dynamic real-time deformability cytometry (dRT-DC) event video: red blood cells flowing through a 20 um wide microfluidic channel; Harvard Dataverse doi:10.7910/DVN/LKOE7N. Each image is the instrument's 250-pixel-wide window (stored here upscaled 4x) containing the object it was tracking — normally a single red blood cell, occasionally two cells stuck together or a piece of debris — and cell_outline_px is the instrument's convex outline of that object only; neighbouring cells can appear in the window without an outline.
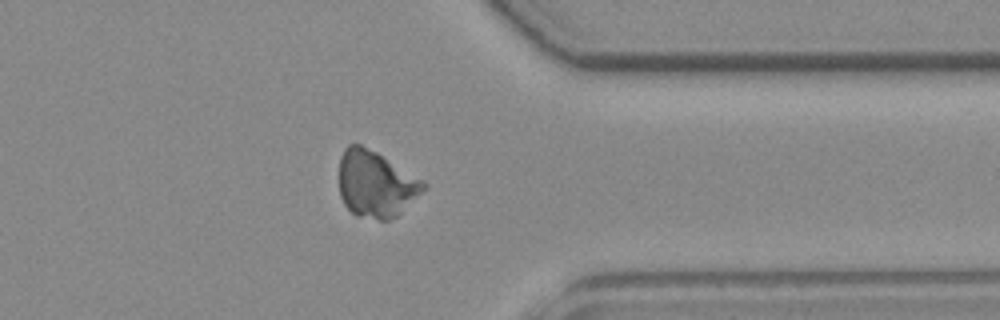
{"species": "common noctule bat (a hibernating species)", "species_latin": "Nyctalus noctula", "temperature_condition": "room temperature", "stored_images_in_passage": 38, "camera_frame_rate_fps": 3000, "um_per_image_px": 0.085, "animal": {"sex": "female", "body_mass_g": 19.3, "forearm_length_mm": 54.1}, "frame": {"image": 1, "passage_image": 27, "time_ms": 8.667, "image_size_px": [1000, 320], "cell_outline_px": [[424, 188], [396, 216], [388, 220], [380, 220], [356, 216], [344, 204], [340, 196], [340, 156], [344, 148], [348, 144], [360, 144], [376, 152], [420, 180], [424, 184]], "centroid_in_image_um": [31.85, 15.65], "position_along_channel_um": 379.5, "area_um2": 31.73}}
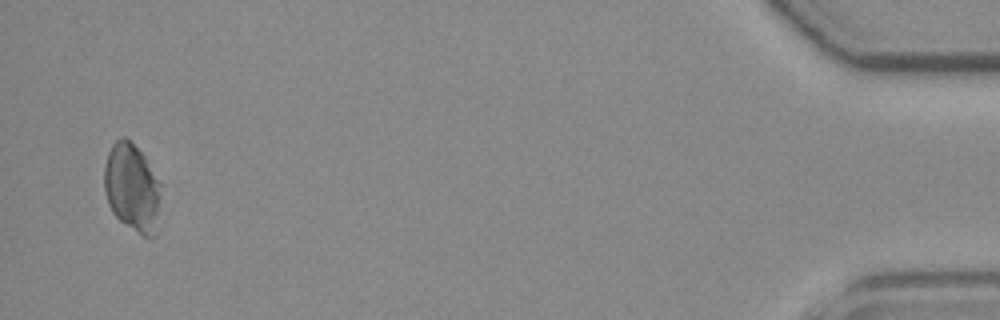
{"frame": {"image": 2, "passage_image": 37, "time_ms": 12.0, "image_size_px": [1000, 320], "cell_outline_px": [[160, 232], [156, 236], [144, 236], [120, 220], [112, 212], [108, 204], [104, 192], [104, 164], [108, 152], [112, 144], [116, 140], [124, 136], [144, 156], [160, 184]], "centroid_in_image_um": [11.24, 16.01], "position_along_channel_um": 424.0, "area_um2": 29.3}}